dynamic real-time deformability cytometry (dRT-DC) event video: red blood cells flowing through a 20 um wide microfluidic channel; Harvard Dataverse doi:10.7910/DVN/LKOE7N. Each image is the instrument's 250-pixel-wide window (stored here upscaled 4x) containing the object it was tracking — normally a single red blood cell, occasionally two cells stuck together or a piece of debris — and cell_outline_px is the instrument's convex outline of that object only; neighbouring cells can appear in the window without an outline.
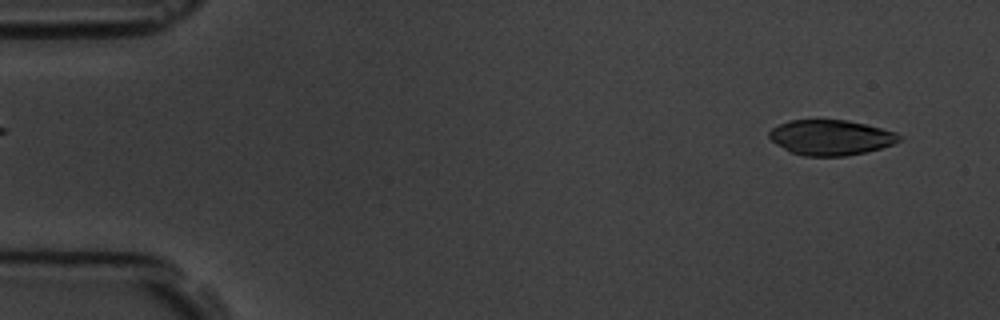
{"species": "common noctule bat (a hibernating species)", "species_latin": "Nyctalus noctula", "temperature_condition": "room temperature", "stored_images_in_passage": 12, "camera_frame_rate_fps": 3000, "um_per_image_px": 0.085, "animal": {"sex": "male", "body_mass_g": 19.5, "forearm_length_mm": 54.6}, "frame": {"image": 1, "passage_image": 4, "time_ms": 1.0, "image_size_px": [1000, 320], "cell_outline_px": [[900, 140], [892, 144], [880, 148], [864, 152], [844, 156], [804, 156], [788, 152], [776, 144], [768, 136], [768, 132], [772, 128], [788, 120], [848, 120], [896, 132], [900, 136]], "centroid_in_image_um": [70.56, 11.69], "position_along_channel_um": 14.4, "area_um2": 26.59}}